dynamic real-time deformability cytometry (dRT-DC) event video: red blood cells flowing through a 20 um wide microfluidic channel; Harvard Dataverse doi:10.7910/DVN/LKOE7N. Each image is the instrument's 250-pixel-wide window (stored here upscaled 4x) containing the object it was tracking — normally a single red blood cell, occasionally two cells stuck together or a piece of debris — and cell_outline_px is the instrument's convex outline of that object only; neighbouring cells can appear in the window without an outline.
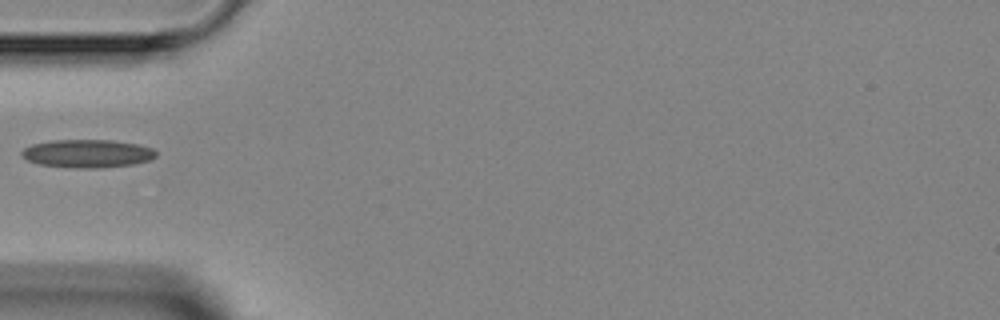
{"species": "Egyptian fruit bat (a non-hibernating species)", "species_latin": "Rousettus aegyptiacus", "temperature_condition": "room temperature", "stored_images_in_passage": 7, "camera_frame_rate_fps": 3000, "um_per_image_px": 0.085, "animal": {"sex": "female"}, "frame": {"image": 1, "passage_image": 6, "time_ms": 6.333, "image_size_px": [1000, 320], "cell_outline_px": [[156, 156], [148, 160], [132, 164], [100, 168], [80, 168], [40, 164], [28, 160], [20, 156], [20, 152], [24, 148], [32, 144], [52, 140], [112, 140], [136, 144], [152, 148], [156, 152]], "centroid_in_image_um": [7.4, 13.04], "position_along_channel_um": 77.6, "area_um2": 21.85}}
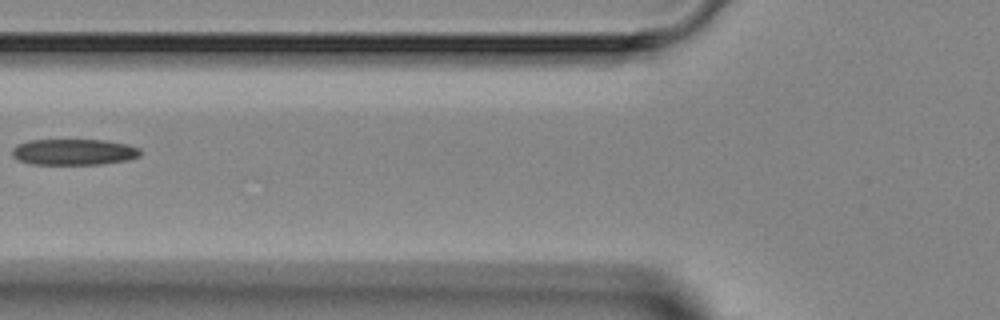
{"frame": {"image": 2, "passage_image": 7, "time_ms": 7.333, "image_size_px": [1000, 320], "cell_outline_px": [[140, 156], [128, 160], [104, 164], [32, 164], [20, 160], [12, 156], [12, 148], [16, 144], [28, 140], [108, 140], [128, 144], [140, 148]], "centroid_in_image_um": [6.29, 12.91], "position_along_channel_um": 119.5, "area_um2": 19.65}}